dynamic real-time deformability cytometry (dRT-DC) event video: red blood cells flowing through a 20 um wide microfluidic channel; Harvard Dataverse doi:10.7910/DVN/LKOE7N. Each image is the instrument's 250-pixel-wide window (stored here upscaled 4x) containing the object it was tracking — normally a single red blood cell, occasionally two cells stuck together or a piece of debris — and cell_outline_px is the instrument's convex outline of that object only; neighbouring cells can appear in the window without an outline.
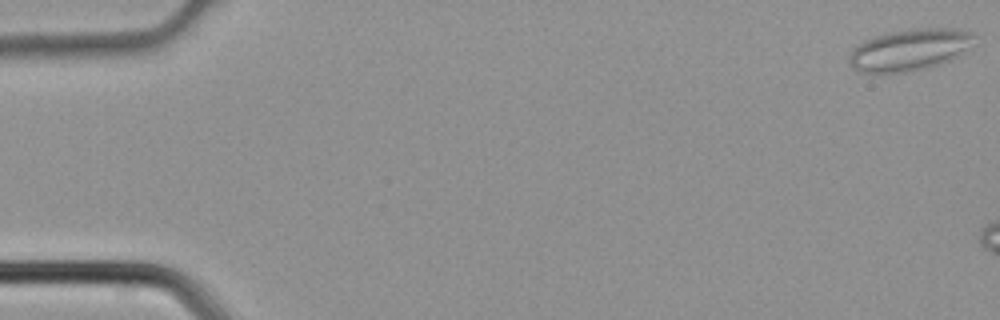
{"species": "common noctule bat (a hibernating species)", "species_latin": "Nyctalus noctula", "temperature_condition": "cold", "stored_images_in_passage": 9, "camera_frame_rate_fps": 3000, "um_per_image_px": 0.085, "animal": {"sex": "male", "body_mass_g": 21.5, "forearm_length_mm": 52.0}, "frame": {"image": 1, "passage_image": 1, "time_ms": 0.0, "image_size_px": [1000, 320], "cell_outline_px": [[972, 36], [964, 48], [956, 56], [940, 64], [924, 68], [904, 72], [860, 72], [852, 68], [848, 64], [848, 56], [852, 48], [864, 40], [876, 36], [892, 32], [912, 28], [956, 28], [972, 32]], "centroid_in_image_um": [77.19, 4.23], "position_along_channel_um": 7.8, "area_um2": 29.71}}